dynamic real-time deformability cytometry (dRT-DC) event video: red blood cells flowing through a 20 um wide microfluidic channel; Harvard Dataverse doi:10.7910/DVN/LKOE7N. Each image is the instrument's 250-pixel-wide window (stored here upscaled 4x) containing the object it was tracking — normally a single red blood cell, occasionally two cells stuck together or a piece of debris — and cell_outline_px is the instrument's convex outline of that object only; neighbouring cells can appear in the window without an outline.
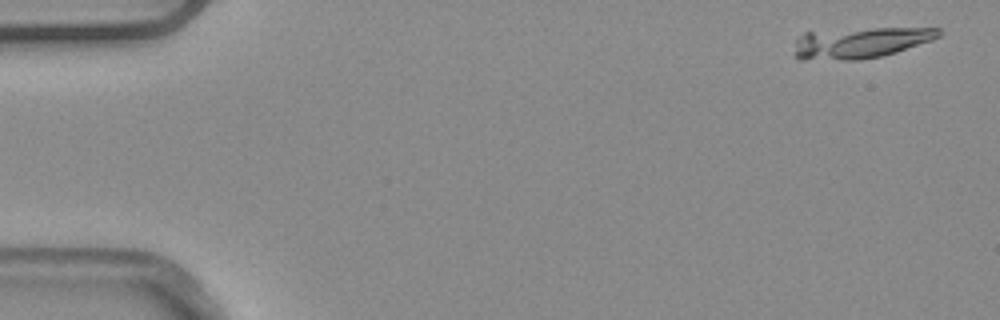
{"species": "common noctule bat (a hibernating species)", "species_latin": "Nyctalus noctula", "temperature_condition": "warm", "stored_images_in_passage": 4, "camera_frame_rate_fps": 3000, "um_per_image_px": 0.085, "animal": {"sex": "male", "body_mass_g": 20.4}, "frame": {"image": 1, "passage_image": 1, "time_ms": 0.0, "image_size_px": [1000, 320], "cell_outline_px": [[944, 32], [940, 36], [932, 40], [884, 56], [860, 60], [800, 60], [792, 56], [796, 40], [804, 32], [872, 28], [940, 28]], "centroid_in_image_um": [73.09, 3.65], "position_along_channel_um": 11.9, "area_um2": 26.41}}